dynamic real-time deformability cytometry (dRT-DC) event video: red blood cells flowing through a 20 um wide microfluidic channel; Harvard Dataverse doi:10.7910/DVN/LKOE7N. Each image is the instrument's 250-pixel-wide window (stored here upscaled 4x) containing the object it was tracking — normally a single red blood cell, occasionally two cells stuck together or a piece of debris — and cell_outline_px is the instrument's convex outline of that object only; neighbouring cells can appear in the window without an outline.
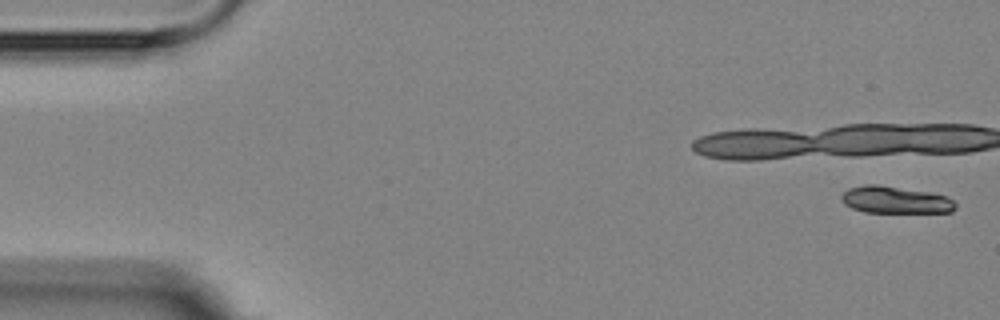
{"species": "Egyptian fruit bat (a non-hibernating species)", "species_latin": "Rousettus aegyptiacus", "temperature_condition": "room temperature", "stored_images_in_passage": 4, "camera_frame_rate_fps": 3000, "um_per_image_px": 0.085, "animal": {"sex": "female"}, "frame": {"image": 1, "passage_image": 1, "time_ms": 0.0, "image_size_px": [1000, 320], "cell_outline_px": [[956, 208], [952, 212], [864, 212], [852, 208], [844, 204], [840, 196], [848, 188], [864, 184], [876, 184], [928, 192], [944, 196], [952, 200], [956, 204]], "centroid_in_image_um": [76.06, 16.99], "position_along_channel_um": 8.9, "area_um2": 17.86}}